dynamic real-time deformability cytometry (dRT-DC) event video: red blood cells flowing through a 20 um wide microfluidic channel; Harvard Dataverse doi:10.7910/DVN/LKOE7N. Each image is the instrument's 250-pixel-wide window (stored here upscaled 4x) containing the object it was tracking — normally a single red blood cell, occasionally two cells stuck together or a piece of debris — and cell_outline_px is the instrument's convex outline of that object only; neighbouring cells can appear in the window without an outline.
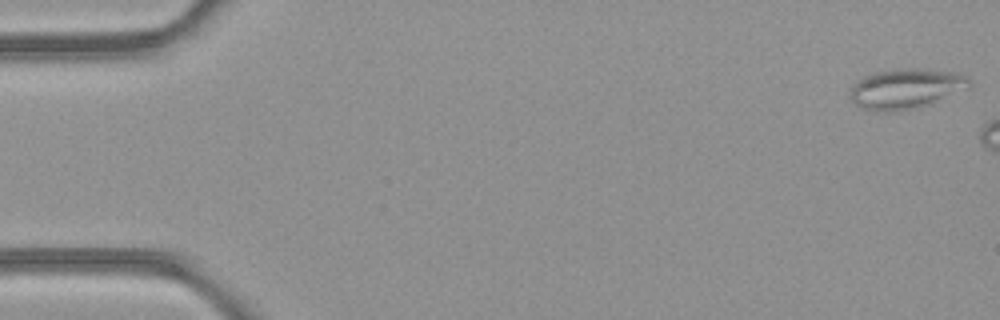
{"species": "common noctule bat (a hibernating species)", "species_latin": "Nyctalus noctula", "temperature_condition": "room temperature", "stored_images_in_passage": 6, "camera_frame_rate_fps": 3000, "um_per_image_px": 0.085, "animal": {"sex": "female", "body_mass_g": 21.9}, "frame": {"image": 1, "passage_image": 1, "time_ms": 0.0, "image_size_px": [1000, 320], "cell_outline_px": [[972, 84], [968, 88], [932, 104], [916, 108], [896, 112], [884, 112], [860, 108], [848, 96], [852, 84], [856, 80], [864, 76], [876, 72], [916, 68], [920, 68], [952, 72], [968, 76]], "centroid_in_image_um": [76.99, 7.56], "position_along_channel_um": 8.0, "area_um2": 28.09}}